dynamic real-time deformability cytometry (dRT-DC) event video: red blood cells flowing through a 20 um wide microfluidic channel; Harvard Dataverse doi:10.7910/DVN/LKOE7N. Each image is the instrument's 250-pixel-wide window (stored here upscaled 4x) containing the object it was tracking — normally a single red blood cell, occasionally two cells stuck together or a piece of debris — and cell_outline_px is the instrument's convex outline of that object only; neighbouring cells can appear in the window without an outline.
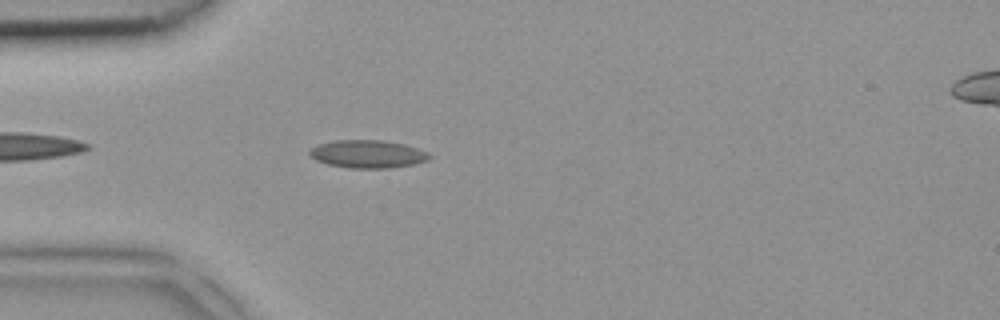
{"species": "common noctule bat (a hibernating species)", "species_latin": "Nyctalus noctula", "temperature_condition": "room temperature", "stored_images_in_passage": 3, "camera_frame_rate_fps": 3000, "um_per_image_px": 0.085, "animal": {"sex": "female", "body_mass_g": 18.4}, "frame": {"image": 1, "passage_image": 3, "time_ms": 0.667, "image_size_px": [1000, 320], "cell_outline_px": [[432, 156], [428, 160], [412, 164], [388, 168], [348, 168], [328, 164], [316, 160], [308, 152], [312, 148], [320, 144], [332, 140], [384, 140], [404, 144], [428, 152]], "centroid_in_image_um": [31.26, 13.09], "position_along_channel_um": 53.7, "area_um2": 19.36}}